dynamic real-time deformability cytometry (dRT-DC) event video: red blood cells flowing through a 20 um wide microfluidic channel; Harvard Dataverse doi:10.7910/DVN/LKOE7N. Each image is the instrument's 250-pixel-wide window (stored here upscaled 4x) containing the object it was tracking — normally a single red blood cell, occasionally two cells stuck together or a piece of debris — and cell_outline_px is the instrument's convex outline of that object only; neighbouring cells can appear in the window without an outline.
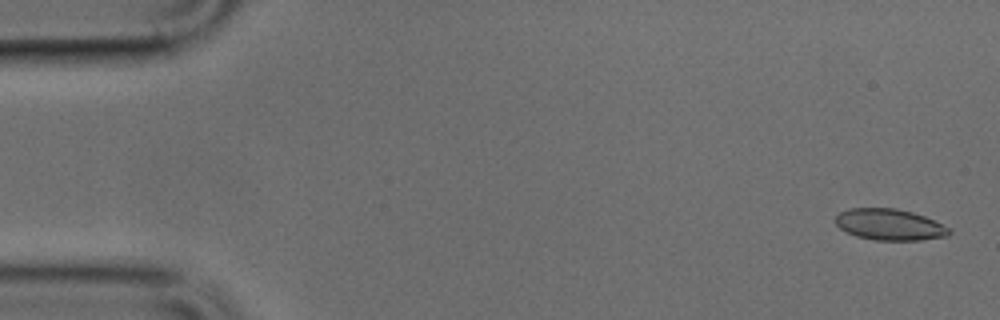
{"species": "common noctule bat (a hibernating species)", "species_latin": "Nyctalus noctula", "temperature_condition": "cold", "stored_images_in_passage": 45, "camera_frame_rate_fps": 3000, "um_per_image_px": 0.085, "animal": {"sex": "male", "body_mass_g": 17.9, "forearm_length_mm": 54.2}, "frame": {"image": 1, "passage_image": 2, "time_ms": 0.333, "image_size_px": [1000, 320], "cell_outline_px": [[952, 232], [948, 236], [920, 240], [876, 240], [856, 236], [844, 232], [836, 224], [836, 216], [840, 212], [848, 208], [896, 208], [912, 212], [924, 216], [952, 228]], "centroid_in_image_um": [75.63, 19.09], "position_along_channel_um": 9.4, "area_um2": 20.87}}
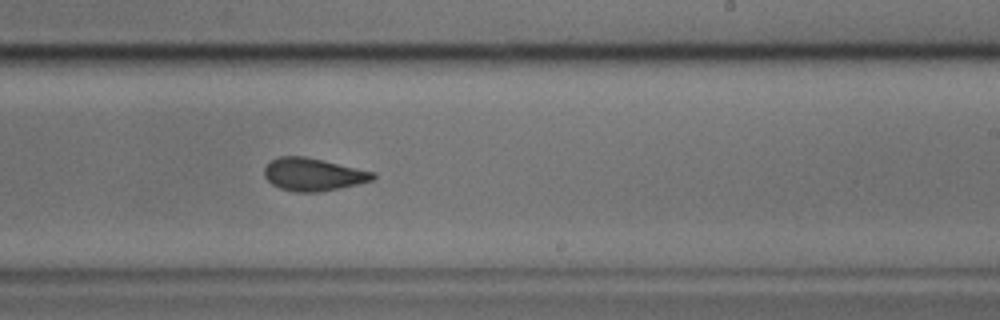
{"frame": {"image": 2, "passage_image": 30, "time_ms": 9.667, "image_size_px": [1000, 320], "cell_outline_px": [[376, 176], [372, 180], [340, 188], [320, 192], [296, 192], [280, 188], [272, 184], [264, 176], [264, 168], [272, 160], [280, 156], [304, 156], [376, 172]], "centroid_in_image_um": [26.62, 14.83], "position_along_channel_um": 262.4, "area_um2": 20.58}}
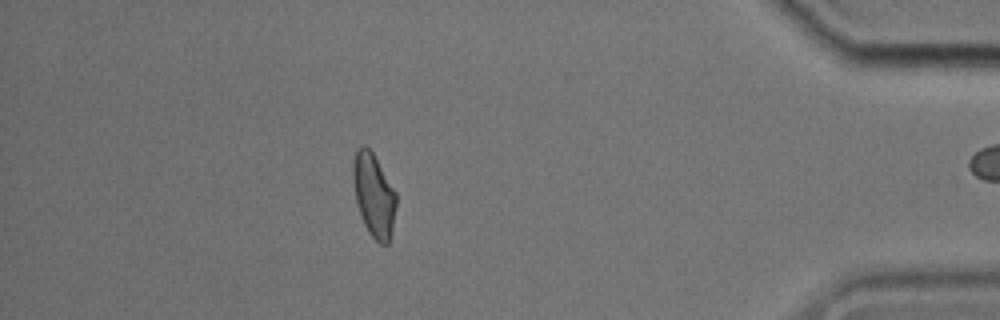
{"frame": {"image": 3, "passage_image": 44, "time_ms": 14.333, "image_size_px": [1000, 320], "cell_outline_px": [[396, 204], [392, 232], [388, 244], [380, 244], [368, 232], [364, 224], [356, 204], [352, 180], [352, 164], [356, 148], [364, 144], [372, 152], [396, 192]], "centroid_in_image_um": [31.75, 16.58], "position_along_channel_um": 403.5, "area_um2": 21.1}}